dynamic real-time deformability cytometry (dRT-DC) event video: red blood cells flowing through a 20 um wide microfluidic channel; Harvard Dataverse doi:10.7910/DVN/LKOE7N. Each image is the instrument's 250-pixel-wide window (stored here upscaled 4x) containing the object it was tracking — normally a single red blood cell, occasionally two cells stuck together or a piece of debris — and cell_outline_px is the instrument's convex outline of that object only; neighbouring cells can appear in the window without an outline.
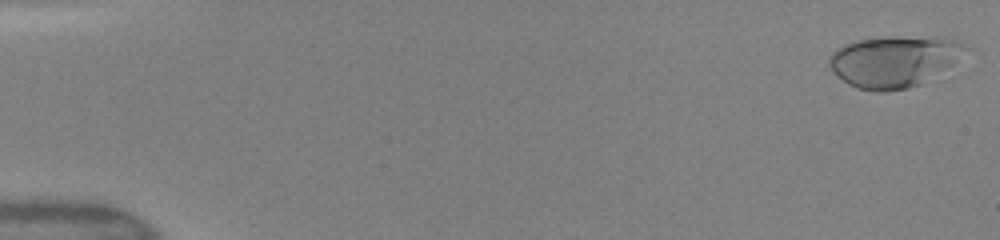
{"species": "human", "species_latin": "Homo sapiens", "temperature_condition": "warm", "stored_images_in_passage": 12, "camera_frame_rate_fps": 3000, "um_per_image_px": 0.085, "donor": {"sex": "female"}, "frame": {"image": 1, "passage_image": 1, "time_ms": 0.0, "image_size_px": [1000, 240], "cell_outline_px": [[964, 44], [956, 60], [952, 64], [920, 84], [908, 88], [888, 92], [876, 92], [856, 88], [848, 84], [836, 76], [832, 72], [828, 64], [828, 60], [832, 52], [844, 44], [856, 40], [892, 36], [936, 36], [956, 40]], "centroid_in_image_um": [75.89, 5.21], "position_along_channel_um": 9.1, "area_um2": 40.69}}